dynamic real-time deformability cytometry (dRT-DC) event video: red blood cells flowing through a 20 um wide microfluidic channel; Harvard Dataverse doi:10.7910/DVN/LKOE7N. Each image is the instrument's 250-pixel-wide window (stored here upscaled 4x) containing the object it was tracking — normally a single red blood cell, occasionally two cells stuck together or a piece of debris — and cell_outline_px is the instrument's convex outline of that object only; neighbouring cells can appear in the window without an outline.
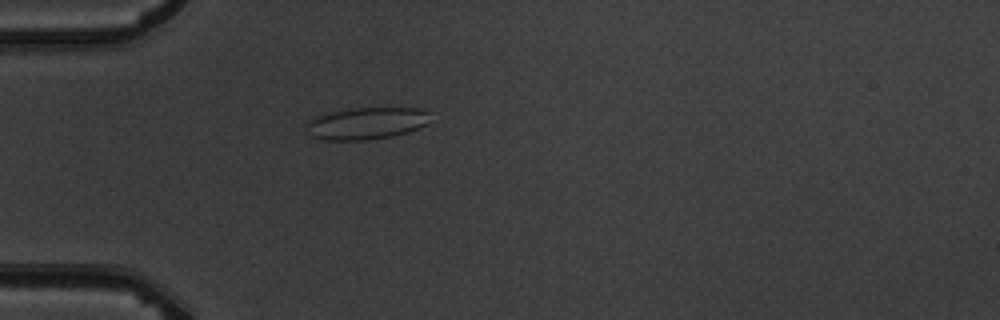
{"species": "common noctule bat (a hibernating species)", "species_latin": "Nyctalus noctula", "temperature_condition": "warm", "stored_images_in_passage": 2, "camera_frame_rate_fps": 3000, "um_per_image_px": 0.085, "animal": {"sex": "male", "body_mass_g": 19.5, "forearm_length_mm": 54.6}, "frame": {"image": 1, "passage_image": 2, "time_ms": 1.333, "image_size_px": [1000, 320], "cell_outline_px": [[428, 124], [408, 132], [392, 136], [364, 140], [324, 140], [312, 136], [304, 128], [308, 120], [332, 112], [356, 108], [416, 108], [428, 112]], "centroid_in_image_um": [31.13, 10.49], "position_along_channel_um": 53.9, "area_um2": 22.83}}